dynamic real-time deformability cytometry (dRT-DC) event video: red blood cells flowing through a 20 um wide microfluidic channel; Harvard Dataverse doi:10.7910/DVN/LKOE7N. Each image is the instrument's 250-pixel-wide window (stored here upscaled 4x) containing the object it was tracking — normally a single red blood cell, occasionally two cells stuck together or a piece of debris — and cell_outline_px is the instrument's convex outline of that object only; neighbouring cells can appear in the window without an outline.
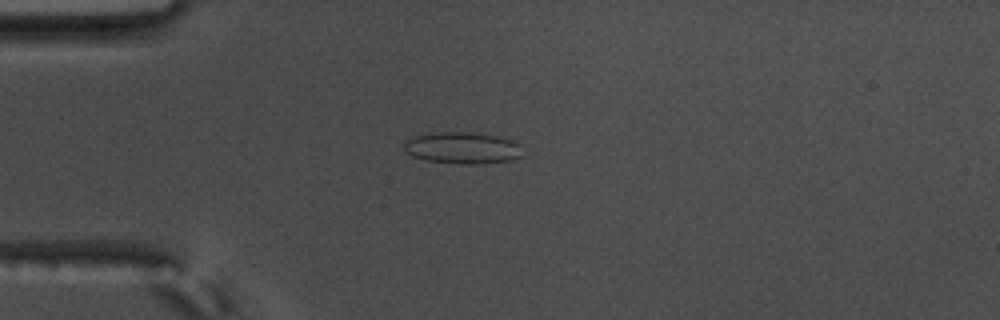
{"species": "common noctule bat (a hibernating species)", "species_latin": "Nyctalus noctula", "temperature_condition": "warm", "stored_images_in_passage": 42, "camera_frame_rate_fps": 3000, "um_per_image_px": 0.085, "animal": {"sex": "male", "body_mass_g": 17.5, "forearm_length_mm": 52.3}, "frame": {"image": 1, "passage_image": 1, "time_ms": 0.0, "image_size_px": [1000, 320], "cell_outline_px": [[524, 156], [512, 160], [476, 164], [460, 164], [428, 160], [412, 156], [404, 148], [404, 140], [416, 136], [436, 132], [468, 132], [496, 136], [512, 140], [520, 144]], "centroid_in_image_um": [39.35, 12.58], "position_along_channel_um": 45.6, "area_um2": 21.85}}
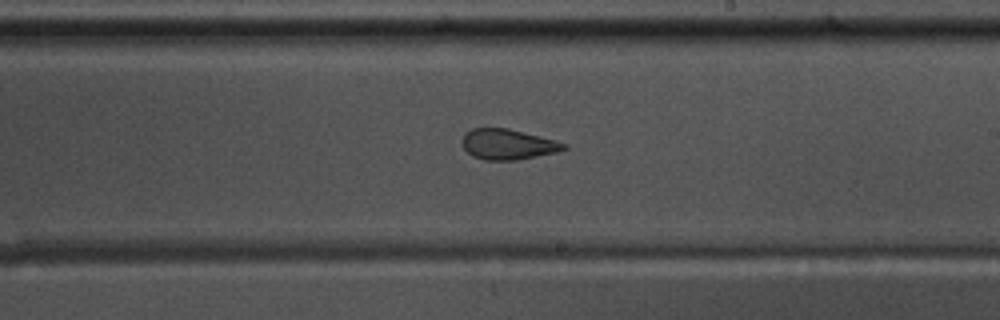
{"frame": {"image": 2, "passage_image": 19, "time_ms": 6.0, "image_size_px": [1000, 320], "cell_outline_px": [[568, 148], [556, 152], [516, 160], [484, 160], [472, 156], [464, 148], [460, 140], [464, 132], [472, 128], [508, 128], [556, 140], [568, 144]], "centroid_in_image_um": [43.14, 12.26], "position_along_channel_um": 245.9, "area_um2": 18.21}}
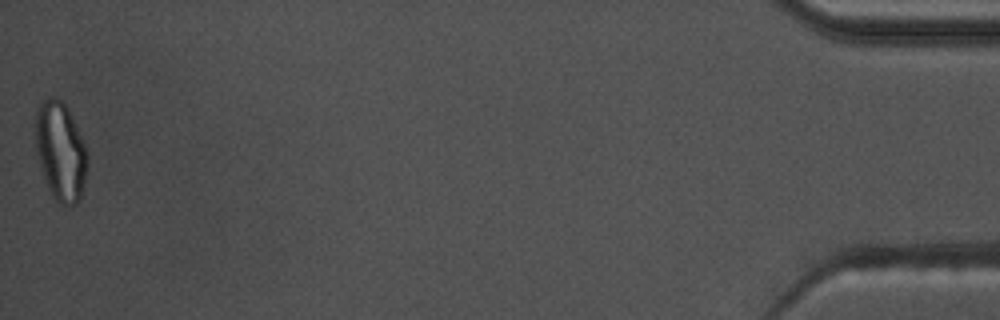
{"frame": {"image": 3, "passage_image": 42, "time_ms": 13.667, "image_size_px": [1000, 320], "cell_outline_px": [[88, 160], [84, 184], [80, 200], [76, 204], [60, 204], [52, 196], [48, 188], [36, 152], [36, 108], [40, 100], [48, 96], [52, 96], [60, 100], [68, 108], [76, 124], [84, 144], [88, 156]], "centroid_in_image_um": [5.14, 12.83], "position_along_channel_um": 430.1, "area_um2": 29.88}, "authors_computed_cell_mechanics": {"area_um2": 19.2763, "velocity_mm_per_s": 3.6566, "shape_relaxation_time_tau1_ms": 9.0893, "shape_relaxation_time_tau2_ms": 1.4844, "deformation_change_tau1": 0.2136, "deformation_change_tau2": 0.0882}}